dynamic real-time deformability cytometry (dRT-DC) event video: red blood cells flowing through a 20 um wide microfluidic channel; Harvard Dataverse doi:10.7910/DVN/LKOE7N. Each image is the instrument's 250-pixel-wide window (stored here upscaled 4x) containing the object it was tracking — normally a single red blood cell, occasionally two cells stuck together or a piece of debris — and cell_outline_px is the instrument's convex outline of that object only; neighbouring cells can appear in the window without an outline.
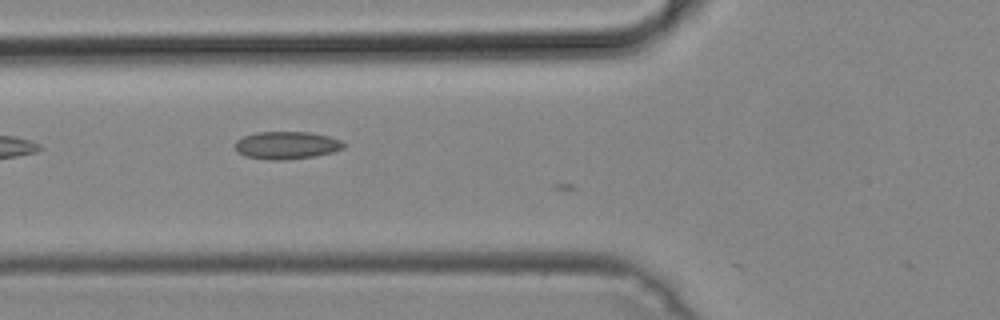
{"species": "common noctule bat (a hibernating species)", "species_latin": "Nyctalus noctula", "temperature_condition": "cold", "stored_images_in_passage": 6, "camera_frame_rate_fps": 3000, "um_per_image_px": 0.085, "animal": {"sex": "male", "body_mass_g": 19.2, "forearm_length_mm": 51.8}, "frame": {"image": 1, "passage_image": 3, "time_ms": 0.667, "image_size_px": [1000, 320], "cell_outline_px": [[348, 144], [344, 148], [332, 152], [312, 156], [284, 160], [268, 160], [244, 156], [236, 152], [236, 140], [244, 136], [256, 132], [312, 132], [328, 136], [340, 140]], "centroid_in_image_um": [24.36, 12.34], "position_along_channel_um": 101.4, "area_um2": 17.57}}